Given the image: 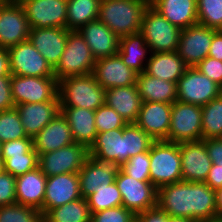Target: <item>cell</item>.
<instances>
[{"instance_id": "obj_1", "label": "cell", "mask_w": 222, "mask_h": 222, "mask_svg": "<svg viewBox=\"0 0 222 222\" xmlns=\"http://www.w3.org/2000/svg\"><path fill=\"white\" fill-rule=\"evenodd\" d=\"M157 207L169 217L217 219L215 190L205 182L180 181L158 189Z\"/></svg>"}, {"instance_id": "obj_2", "label": "cell", "mask_w": 222, "mask_h": 222, "mask_svg": "<svg viewBox=\"0 0 222 222\" xmlns=\"http://www.w3.org/2000/svg\"><path fill=\"white\" fill-rule=\"evenodd\" d=\"M149 5L145 0H102L98 19L122 38L140 32Z\"/></svg>"}, {"instance_id": "obj_3", "label": "cell", "mask_w": 222, "mask_h": 222, "mask_svg": "<svg viewBox=\"0 0 222 222\" xmlns=\"http://www.w3.org/2000/svg\"><path fill=\"white\" fill-rule=\"evenodd\" d=\"M105 89L93 74L70 76L58 81L60 107H78L96 111L105 104Z\"/></svg>"}, {"instance_id": "obj_4", "label": "cell", "mask_w": 222, "mask_h": 222, "mask_svg": "<svg viewBox=\"0 0 222 222\" xmlns=\"http://www.w3.org/2000/svg\"><path fill=\"white\" fill-rule=\"evenodd\" d=\"M182 181L179 143L154 141L150 146V182L157 188Z\"/></svg>"}, {"instance_id": "obj_5", "label": "cell", "mask_w": 222, "mask_h": 222, "mask_svg": "<svg viewBox=\"0 0 222 222\" xmlns=\"http://www.w3.org/2000/svg\"><path fill=\"white\" fill-rule=\"evenodd\" d=\"M96 59L79 31L70 30L66 40V47L53 68L57 81L70 76L93 74Z\"/></svg>"}, {"instance_id": "obj_6", "label": "cell", "mask_w": 222, "mask_h": 222, "mask_svg": "<svg viewBox=\"0 0 222 222\" xmlns=\"http://www.w3.org/2000/svg\"><path fill=\"white\" fill-rule=\"evenodd\" d=\"M180 32V28L171 24L151 5L148 6L143 16L140 33L151 53L177 51Z\"/></svg>"}, {"instance_id": "obj_7", "label": "cell", "mask_w": 222, "mask_h": 222, "mask_svg": "<svg viewBox=\"0 0 222 222\" xmlns=\"http://www.w3.org/2000/svg\"><path fill=\"white\" fill-rule=\"evenodd\" d=\"M202 107L175 101L172 104L168 142L183 143L202 140Z\"/></svg>"}, {"instance_id": "obj_8", "label": "cell", "mask_w": 222, "mask_h": 222, "mask_svg": "<svg viewBox=\"0 0 222 222\" xmlns=\"http://www.w3.org/2000/svg\"><path fill=\"white\" fill-rule=\"evenodd\" d=\"M177 101L204 106L222 94V88L196 67H188L176 83Z\"/></svg>"}, {"instance_id": "obj_9", "label": "cell", "mask_w": 222, "mask_h": 222, "mask_svg": "<svg viewBox=\"0 0 222 222\" xmlns=\"http://www.w3.org/2000/svg\"><path fill=\"white\" fill-rule=\"evenodd\" d=\"M58 95L55 77L11 75V96L15 106L52 101Z\"/></svg>"}, {"instance_id": "obj_10", "label": "cell", "mask_w": 222, "mask_h": 222, "mask_svg": "<svg viewBox=\"0 0 222 222\" xmlns=\"http://www.w3.org/2000/svg\"><path fill=\"white\" fill-rule=\"evenodd\" d=\"M89 156V149L79 143H72L55 151L39 155L38 167L47 176L78 173Z\"/></svg>"}, {"instance_id": "obj_11", "label": "cell", "mask_w": 222, "mask_h": 222, "mask_svg": "<svg viewBox=\"0 0 222 222\" xmlns=\"http://www.w3.org/2000/svg\"><path fill=\"white\" fill-rule=\"evenodd\" d=\"M115 183L122 195V206L136 216L157 207L158 189L150 181L136 180L121 170Z\"/></svg>"}, {"instance_id": "obj_12", "label": "cell", "mask_w": 222, "mask_h": 222, "mask_svg": "<svg viewBox=\"0 0 222 222\" xmlns=\"http://www.w3.org/2000/svg\"><path fill=\"white\" fill-rule=\"evenodd\" d=\"M7 51L9 54V69L12 75L55 77L52 66L29 40L12 46Z\"/></svg>"}, {"instance_id": "obj_13", "label": "cell", "mask_w": 222, "mask_h": 222, "mask_svg": "<svg viewBox=\"0 0 222 222\" xmlns=\"http://www.w3.org/2000/svg\"><path fill=\"white\" fill-rule=\"evenodd\" d=\"M121 169L122 165L118 161L100 160L88 156L78 172L81 196L86 199L95 190H101L115 182Z\"/></svg>"}, {"instance_id": "obj_14", "label": "cell", "mask_w": 222, "mask_h": 222, "mask_svg": "<svg viewBox=\"0 0 222 222\" xmlns=\"http://www.w3.org/2000/svg\"><path fill=\"white\" fill-rule=\"evenodd\" d=\"M216 31L199 23L181 30L177 53L188 67H195L208 57Z\"/></svg>"}, {"instance_id": "obj_15", "label": "cell", "mask_w": 222, "mask_h": 222, "mask_svg": "<svg viewBox=\"0 0 222 222\" xmlns=\"http://www.w3.org/2000/svg\"><path fill=\"white\" fill-rule=\"evenodd\" d=\"M30 29L21 4L0 0V47L8 49L28 40Z\"/></svg>"}, {"instance_id": "obj_16", "label": "cell", "mask_w": 222, "mask_h": 222, "mask_svg": "<svg viewBox=\"0 0 222 222\" xmlns=\"http://www.w3.org/2000/svg\"><path fill=\"white\" fill-rule=\"evenodd\" d=\"M21 5L30 28H66L67 0H26Z\"/></svg>"}, {"instance_id": "obj_17", "label": "cell", "mask_w": 222, "mask_h": 222, "mask_svg": "<svg viewBox=\"0 0 222 222\" xmlns=\"http://www.w3.org/2000/svg\"><path fill=\"white\" fill-rule=\"evenodd\" d=\"M182 181L205 182L213 162L209 158L205 140L179 143Z\"/></svg>"}, {"instance_id": "obj_18", "label": "cell", "mask_w": 222, "mask_h": 222, "mask_svg": "<svg viewBox=\"0 0 222 222\" xmlns=\"http://www.w3.org/2000/svg\"><path fill=\"white\" fill-rule=\"evenodd\" d=\"M172 104L164 102H142L134 122L153 140L168 141Z\"/></svg>"}, {"instance_id": "obj_19", "label": "cell", "mask_w": 222, "mask_h": 222, "mask_svg": "<svg viewBox=\"0 0 222 222\" xmlns=\"http://www.w3.org/2000/svg\"><path fill=\"white\" fill-rule=\"evenodd\" d=\"M93 75L105 90L136 84L138 73L129 68L118 54L97 59Z\"/></svg>"}, {"instance_id": "obj_20", "label": "cell", "mask_w": 222, "mask_h": 222, "mask_svg": "<svg viewBox=\"0 0 222 222\" xmlns=\"http://www.w3.org/2000/svg\"><path fill=\"white\" fill-rule=\"evenodd\" d=\"M82 198L78 173H65L47 177L43 215L52 208Z\"/></svg>"}, {"instance_id": "obj_21", "label": "cell", "mask_w": 222, "mask_h": 222, "mask_svg": "<svg viewBox=\"0 0 222 222\" xmlns=\"http://www.w3.org/2000/svg\"><path fill=\"white\" fill-rule=\"evenodd\" d=\"M69 31L58 27H33L30 29L28 40L54 68L65 50Z\"/></svg>"}, {"instance_id": "obj_22", "label": "cell", "mask_w": 222, "mask_h": 222, "mask_svg": "<svg viewBox=\"0 0 222 222\" xmlns=\"http://www.w3.org/2000/svg\"><path fill=\"white\" fill-rule=\"evenodd\" d=\"M28 137L34 138L57 114L60 100L57 95L52 101L25 103L15 106Z\"/></svg>"}, {"instance_id": "obj_23", "label": "cell", "mask_w": 222, "mask_h": 222, "mask_svg": "<svg viewBox=\"0 0 222 222\" xmlns=\"http://www.w3.org/2000/svg\"><path fill=\"white\" fill-rule=\"evenodd\" d=\"M78 31L90 47L91 53L96 60L110 57L119 51L120 38L99 19L90 21Z\"/></svg>"}, {"instance_id": "obj_24", "label": "cell", "mask_w": 222, "mask_h": 222, "mask_svg": "<svg viewBox=\"0 0 222 222\" xmlns=\"http://www.w3.org/2000/svg\"><path fill=\"white\" fill-rule=\"evenodd\" d=\"M74 143L70 126L60 112L34 138L33 148L38 155L58 150Z\"/></svg>"}, {"instance_id": "obj_25", "label": "cell", "mask_w": 222, "mask_h": 222, "mask_svg": "<svg viewBox=\"0 0 222 222\" xmlns=\"http://www.w3.org/2000/svg\"><path fill=\"white\" fill-rule=\"evenodd\" d=\"M47 176L39 167L16 177V203L42 212Z\"/></svg>"}, {"instance_id": "obj_26", "label": "cell", "mask_w": 222, "mask_h": 222, "mask_svg": "<svg viewBox=\"0 0 222 222\" xmlns=\"http://www.w3.org/2000/svg\"><path fill=\"white\" fill-rule=\"evenodd\" d=\"M60 112L70 126L74 142L89 149L97 135L95 111L78 107H60Z\"/></svg>"}, {"instance_id": "obj_27", "label": "cell", "mask_w": 222, "mask_h": 222, "mask_svg": "<svg viewBox=\"0 0 222 222\" xmlns=\"http://www.w3.org/2000/svg\"><path fill=\"white\" fill-rule=\"evenodd\" d=\"M105 104L113 108L127 123H134L141 109L142 100L137 85L106 89Z\"/></svg>"}, {"instance_id": "obj_28", "label": "cell", "mask_w": 222, "mask_h": 222, "mask_svg": "<svg viewBox=\"0 0 222 222\" xmlns=\"http://www.w3.org/2000/svg\"><path fill=\"white\" fill-rule=\"evenodd\" d=\"M89 156L100 160L126 162L125 127L97 133L94 143L89 148Z\"/></svg>"}, {"instance_id": "obj_29", "label": "cell", "mask_w": 222, "mask_h": 222, "mask_svg": "<svg viewBox=\"0 0 222 222\" xmlns=\"http://www.w3.org/2000/svg\"><path fill=\"white\" fill-rule=\"evenodd\" d=\"M150 5L181 30L198 23L194 0H154Z\"/></svg>"}, {"instance_id": "obj_30", "label": "cell", "mask_w": 222, "mask_h": 222, "mask_svg": "<svg viewBox=\"0 0 222 222\" xmlns=\"http://www.w3.org/2000/svg\"><path fill=\"white\" fill-rule=\"evenodd\" d=\"M187 68L188 66L177 51L151 53L145 73L155 78L177 83Z\"/></svg>"}, {"instance_id": "obj_31", "label": "cell", "mask_w": 222, "mask_h": 222, "mask_svg": "<svg viewBox=\"0 0 222 222\" xmlns=\"http://www.w3.org/2000/svg\"><path fill=\"white\" fill-rule=\"evenodd\" d=\"M136 85L142 102L173 104L177 100L175 82L155 78L143 72L138 74Z\"/></svg>"}, {"instance_id": "obj_32", "label": "cell", "mask_w": 222, "mask_h": 222, "mask_svg": "<svg viewBox=\"0 0 222 222\" xmlns=\"http://www.w3.org/2000/svg\"><path fill=\"white\" fill-rule=\"evenodd\" d=\"M117 54L129 68L140 74L145 72L151 51L143 35L138 32L120 38Z\"/></svg>"}, {"instance_id": "obj_33", "label": "cell", "mask_w": 222, "mask_h": 222, "mask_svg": "<svg viewBox=\"0 0 222 222\" xmlns=\"http://www.w3.org/2000/svg\"><path fill=\"white\" fill-rule=\"evenodd\" d=\"M101 0H67L66 29L78 31L99 18Z\"/></svg>"}, {"instance_id": "obj_34", "label": "cell", "mask_w": 222, "mask_h": 222, "mask_svg": "<svg viewBox=\"0 0 222 222\" xmlns=\"http://www.w3.org/2000/svg\"><path fill=\"white\" fill-rule=\"evenodd\" d=\"M43 222H91V212L83 197L49 209L43 215Z\"/></svg>"}, {"instance_id": "obj_35", "label": "cell", "mask_w": 222, "mask_h": 222, "mask_svg": "<svg viewBox=\"0 0 222 222\" xmlns=\"http://www.w3.org/2000/svg\"><path fill=\"white\" fill-rule=\"evenodd\" d=\"M202 140L222 138V94L202 106Z\"/></svg>"}, {"instance_id": "obj_36", "label": "cell", "mask_w": 222, "mask_h": 222, "mask_svg": "<svg viewBox=\"0 0 222 222\" xmlns=\"http://www.w3.org/2000/svg\"><path fill=\"white\" fill-rule=\"evenodd\" d=\"M91 213H96L105 209L122 206V195L115 182L106 188L95 190L86 198Z\"/></svg>"}, {"instance_id": "obj_37", "label": "cell", "mask_w": 222, "mask_h": 222, "mask_svg": "<svg viewBox=\"0 0 222 222\" xmlns=\"http://www.w3.org/2000/svg\"><path fill=\"white\" fill-rule=\"evenodd\" d=\"M154 141L155 140L146 134L138 125L128 123L125 126L126 162L137 154L149 151Z\"/></svg>"}, {"instance_id": "obj_38", "label": "cell", "mask_w": 222, "mask_h": 222, "mask_svg": "<svg viewBox=\"0 0 222 222\" xmlns=\"http://www.w3.org/2000/svg\"><path fill=\"white\" fill-rule=\"evenodd\" d=\"M28 137L16 107L0 112V143Z\"/></svg>"}, {"instance_id": "obj_39", "label": "cell", "mask_w": 222, "mask_h": 222, "mask_svg": "<svg viewBox=\"0 0 222 222\" xmlns=\"http://www.w3.org/2000/svg\"><path fill=\"white\" fill-rule=\"evenodd\" d=\"M197 19L201 25L217 31L222 30V0H199Z\"/></svg>"}, {"instance_id": "obj_40", "label": "cell", "mask_w": 222, "mask_h": 222, "mask_svg": "<svg viewBox=\"0 0 222 222\" xmlns=\"http://www.w3.org/2000/svg\"><path fill=\"white\" fill-rule=\"evenodd\" d=\"M0 222H43L42 212L22 204L0 206Z\"/></svg>"}, {"instance_id": "obj_41", "label": "cell", "mask_w": 222, "mask_h": 222, "mask_svg": "<svg viewBox=\"0 0 222 222\" xmlns=\"http://www.w3.org/2000/svg\"><path fill=\"white\" fill-rule=\"evenodd\" d=\"M39 155L32 148L24 155L11 156L3 159L4 172L10 173L14 177L23 175L38 167Z\"/></svg>"}, {"instance_id": "obj_42", "label": "cell", "mask_w": 222, "mask_h": 222, "mask_svg": "<svg viewBox=\"0 0 222 222\" xmlns=\"http://www.w3.org/2000/svg\"><path fill=\"white\" fill-rule=\"evenodd\" d=\"M127 124V121L123 117L106 104L100 106L95 111V127L97 133L113 129H123Z\"/></svg>"}, {"instance_id": "obj_43", "label": "cell", "mask_w": 222, "mask_h": 222, "mask_svg": "<svg viewBox=\"0 0 222 222\" xmlns=\"http://www.w3.org/2000/svg\"><path fill=\"white\" fill-rule=\"evenodd\" d=\"M125 174L139 181H150V149L131 157L122 164Z\"/></svg>"}, {"instance_id": "obj_44", "label": "cell", "mask_w": 222, "mask_h": 222, "mask_svg": "<svg viewBox=\"0 0 222 222\" xmlns=\"http://www.w3.org/2000/svg\"><path fill=\"white\" fill-rule=\"evenodd\" d=\"M91 222H137V216L124 206L91 213Z\"/></svg>"}, {"instance_id": "obj_45", "label": "cell", "mask_w": 222, "mask_h": 222, "mask_svg": "<svg viewBox=\"0 0 222 222\" xmlns=\"http://www.w3.org/2000/svg\"><path fill=\"white\" fill-rule=\"evenodd\" d=\"M16 177L7 172L0 173V206L16 203Z\"/></svg>"}, {"instance_id": "obj_46", "label": "cell", "mask_w": 222, "mask_h": 222, "mask_svg": "<svg viewBox=\"0 0 222 222\" xmlns=\"http://www.w3.org/2000/svg\"><path fill=\"white\" fill-rule=\"evenodd\" d=\"M33 148V138H21L1 143L2 159H9L11 156L24 155Z\"/></svg>"}, {"instance_id": "obj_47", "label": "cell", "mask_w": 222, "mask_h": 222, "mask_svg": "<svg viewBox=\"0 0 222 222\" xmlns=\"http://www.w3.org/2000/svg\"><path fill=\"white\" fill-rule=\"evenodd\" d=\"M195 67L222 88V61L208 56Z\"/></svg>"}, {"instance_id": "obj_48", "label": "cell", "mask_w": 222, "mask_h": 222, "mask_svg": "<svg viewBox=\"0 0 222 222\" xmlns=\"http://www.w3.org/2000/svg\"><path fill=\"white\" fill-rule=\"evenodd\" d=\"M15 107L11 96V75L0 77V112Z\"/></svg>"}, {"instance_id": "obj_49", "label": "cell", "mask_w": 222, "mask_h": 222, "mask_svg": "<svg viewBox=\"0 0 222 222\" xmlns=\"http://www.w3.org/2000/svg\"><path fill=\"white\" fill-rule=\"evenodd\" d=\"M205 144L213 164L222 167V138L205 139Z\"/></svg>"}, {"instance_id": "obj_50", "label": "cell", "mask_w": 222, "mask_h": 222, "mask_svg": "<svg viewBox=\"0 0 222 222\" xmlns=\"http://www.w3.org/2000/svg\"><path fill=\"white\" fill-rule=\"evenodd\" d=\"M137 222H167V214L156 207L138 214Z\"/></svg>"}, {"instance_id": "obj_51", "label": "cell", "mask_w": 222, "mask_h": 222, "mask_svg": "<svg viewBox=\"0 0 222 222\" xmlns=\"http://www.w3.org/2000/svg\"><path fill=\"white\" fill-rule=\"evenodd\" d=\"M205 183L212 189L222 188V167L212 164Z\"/></svg>"}, {"instance_id": "obj_52", "label": "cell", "mask_w": 222, "mask_h": 222, "mask_svg": "<svg viewBox=\"0 0 222 222\" xmlns=\"http://www.w3.org/2000/svg\"><path fill=\"white\" fill-rule=\"evenodd\" d=\"M208 56L222 61V30L214 33Z\"/></svg>"}, {"instance_id": "obj_53", "label": "cell", "mask_w": 222, "mask_h": 222, "mask_svg": "<svg viewBox=\"0 0 222 222\" xmlns=\"http://www.w3.org/2000/svg\"><path fill=\"white\" fill-rule=\"evenodd\" d=\"M12 75L9 69V54L7 49L0 47V77Z\"/></svg>"}, {"instance_id": "obj_54", "label": "cell", "mask_w": 222, "mask_h": 222, "mask_svg": "<svg viewBox=\"0 0 222 222\" xmlns=\"http://www.w3.org/2000/svg\"><path fill=\"white\" fill-rule=\"evenodd\" d=\"M217 218L222 219V188L215 190Z\"/></svg>"}, {"instance_id": "obj_55", "label": "cell", "mask_w": 222, "mask_h": 222, "mask_svg": "<svg viewBox=\"0 0 222 222\" xmlns=\"http://www.w3.org/2000/svg\"><path fill=\"white\" fill-rule=\"evenodd\" d=\"M167 222H198V221L192 220V219H189V218L169 217L167 215Z\"/></svg>"}, {"instance_id": "obj_56", "label": "cell", "mask_w": 222, "mask_h": 222, "mask_svg": "<svg viewBox=\"0 0 222 222\" xmlns=\"http://www.w3.org/2000/svg\"><path fill=\"white\" fill-rule=\"evenodd\" d=\"M9 3H16V4H22L26 0H3Z\"/></svg>"}, {"instance_id": "obj_57", "label": "cell", "mask_w": 222, "mask_h": 222, "mask_svg": "<svg viewBox=\"0 0 222 222\" xmlns=\"http://www.w3.org/2000/svg\"><path fill=\"white\" fill-rule=\"evenodd\" d=\"M4 171V166H3V159L1 157V150H0V173Z\"/></svg>"}, {"instance_id": "obj_58", "label": "cell", "mask_w": 222, "mask_h": 222, "mask_svg": "<svg viewBox=\"0 0 222 222\" xmlns=\"http://www.w3.org/2000/svg\"><path fill=\"white\" fill-rule=\"evenodd\" d=\"M205 222H222V219L217 218V219L205 221Z\"/></svg>"}, {"instance_id": "obj_59", "label": "cell", "mask_w": 222, "mask_h": 222, "mask_svg": "<svg viewBox=\"0 0 222 222\" xmlns=\"http://www.w3.org/2000/svg\"><path fill=\"white\" fill-rule=\"evenodd\" d=\"M147 2H149L150 4L154 1V0H145Z\"/></svg>"}]
</instances>
